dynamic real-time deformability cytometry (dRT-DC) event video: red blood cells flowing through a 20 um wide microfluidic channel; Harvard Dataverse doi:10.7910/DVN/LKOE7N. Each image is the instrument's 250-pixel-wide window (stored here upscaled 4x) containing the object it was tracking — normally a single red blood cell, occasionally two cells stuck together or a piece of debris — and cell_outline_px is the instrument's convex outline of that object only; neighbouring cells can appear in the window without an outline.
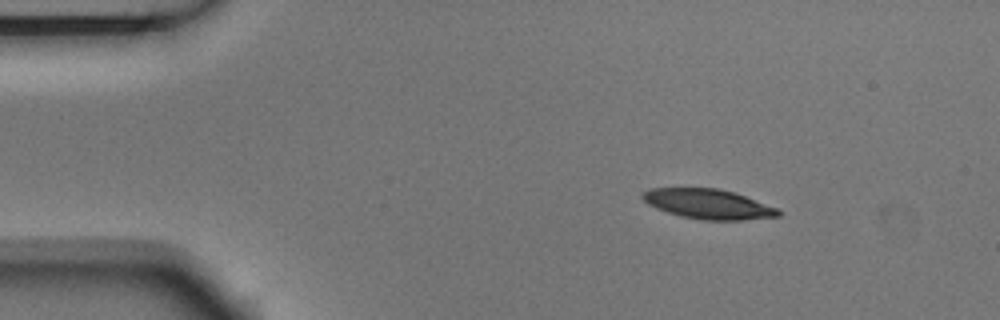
{"species": "Egyptian fruit bat (a non-hibernating species)", "species_latin": "Rousettus aegyptiacus", "temperature_condition": "room temperature", "stored_images_in_passage": 3, "camera_frame_rate_fps": 3000, "um_per_image_px": 0.085, "animal": {"sex": "male"}, "frame": {"image": 1, "passage_image": 1, "time_ms": 0.0, "image_size_px": [1000, 320], "cell_outline_px": [[780, 216], [744, 220], [704, 220], [680, 216], [656, 208], [648, 204], [640, 196], [648, 188], [716, 188], [732, 192], [744, 196], [776, 208], [780, 212]], "centroid_in_image_um": [60.15, 17.34], "position_along_channel_um": 24.8, "area_um2": 23.29}}